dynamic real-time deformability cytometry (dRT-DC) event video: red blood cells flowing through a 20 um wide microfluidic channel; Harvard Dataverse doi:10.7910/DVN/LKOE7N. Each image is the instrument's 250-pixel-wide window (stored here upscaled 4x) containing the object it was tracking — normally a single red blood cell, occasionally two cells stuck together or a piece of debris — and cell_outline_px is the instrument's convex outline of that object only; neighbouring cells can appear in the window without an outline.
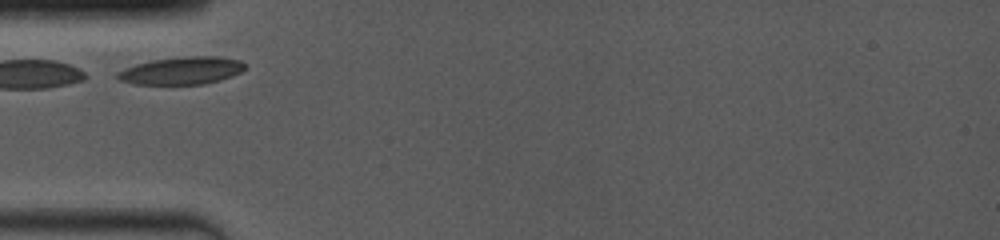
{"species": "common noctule bat (a hibernating species)", "species_latin": "Nyctalus noctula", "temperature_condition": "room temperature", "stored_images_in_passage": 9, "camera_frame_rate_fps": 4000, "um_per_image_px": 0.085, "animal": {"sex": "female", "body_mass_g": 19.0, "forearm_length_mm": 53.3}, "frame": {"image": 1, "passage_image": 1, "time_ms": 0.0, "image_size_px": [1000, 240], "cell_outline_px": [[244, 68], [240, 72], [232, 76], [220, 80], [204, 84], [132, 84], [120, 80], [116, 76], [116, 72], [124, 68], [136, 64], [152, 60], [184, 56], [216, 56], [240, 60], [244, 64]], "centroid_in_image_um": [15.42, 6.0], "position_along_channel_um": 69.6, "area_um2": 20.46}}
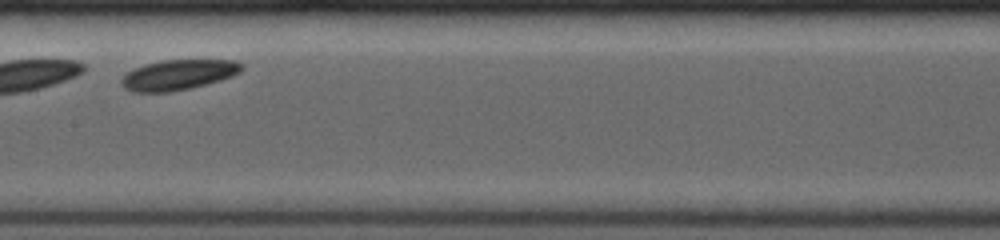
{"frame": {"image": 2, "passage_image": 7, "time_ms": 3.25, "image_size_px": [1000, 240], "cell_outline_px": [[244, 68], [240, 72], [232, 76], [220, 80], [188, 88], [168, 92], [132, 92], [124, 88], [120, 84], [120, 80], [128, 72], [144, 64], [160, 60], [236, 60], [244, 64]], "centroid_in_image_um": [15.15, 6.35], "position_along_channel_um": 192.2, "area_um2": 21.15}}